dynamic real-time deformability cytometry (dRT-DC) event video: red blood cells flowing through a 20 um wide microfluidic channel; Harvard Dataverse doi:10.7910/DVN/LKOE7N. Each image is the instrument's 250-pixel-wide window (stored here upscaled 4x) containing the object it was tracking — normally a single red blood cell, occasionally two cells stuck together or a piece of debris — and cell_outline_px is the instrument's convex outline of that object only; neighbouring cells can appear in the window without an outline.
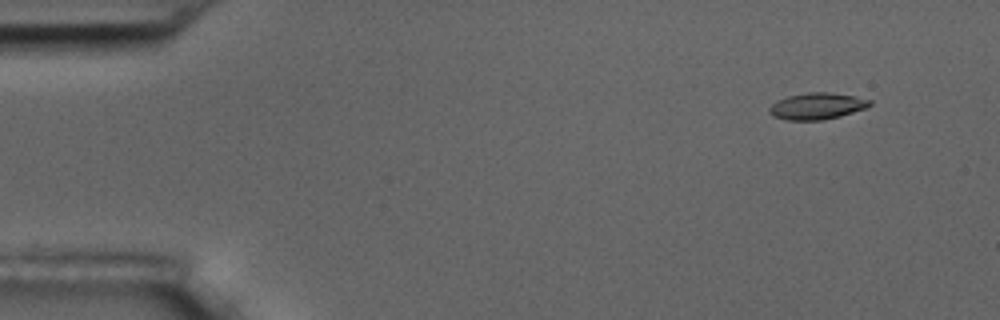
{"species": "common noctule bat (a hibernating species)", "species_latin": "Nyctalus noctula", "temperature_condition": "room temperature", "stored_images_in_passage": 10, "camera_frame_rate_fps": 3000, "um_per_image_px": 0.085, "animal": {"sex": "male", "body_mass_g": 17.5, "forearm_length_mm": 52.3}, "frame": {"image": 1, "passage_image": 1, "time_ms": 0.0, "image_size_px": [1000, 320], "cell_outline_px": [[872, 104], [868, 108], [840, 116], [824, 120], [788, 120], [772, 116], [768, 112], [768, 108], [776, 100], [788, 96], [808, 92], [828, 92], [856, 96], [872, 100]], "centroid_in_image_um": [69.46, 9.02], "position_along_channel_um": 15.5, "area_um2": 15.78}}
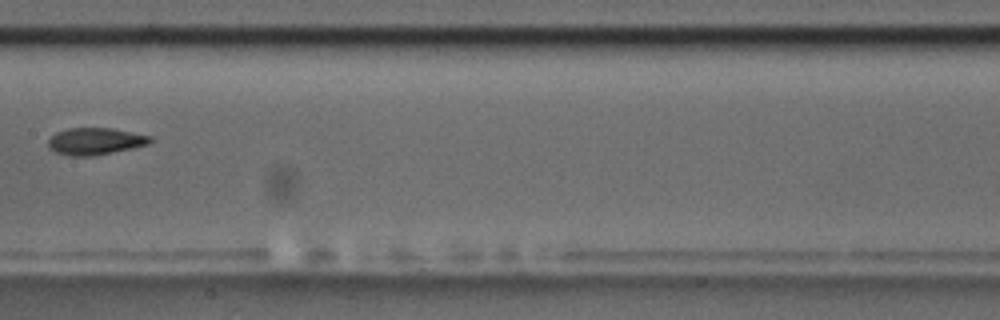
{"frame": {"image": 2, "passage_image": 8, "time_ms": 8.0, "image_size_px": [1000, 320], "cell_outline_px": [[152, 140], [148, 144], [132, 148], [92, 156], [72, 156], [56, 152], [48, 148], [48, 140], [56, 132], [68, 128], [112, 128], [152, 136]], "centroid_in_image_um": [8.08, 12.0], "position_along_channel_um": 199.3, "area_um2": 15.95}}
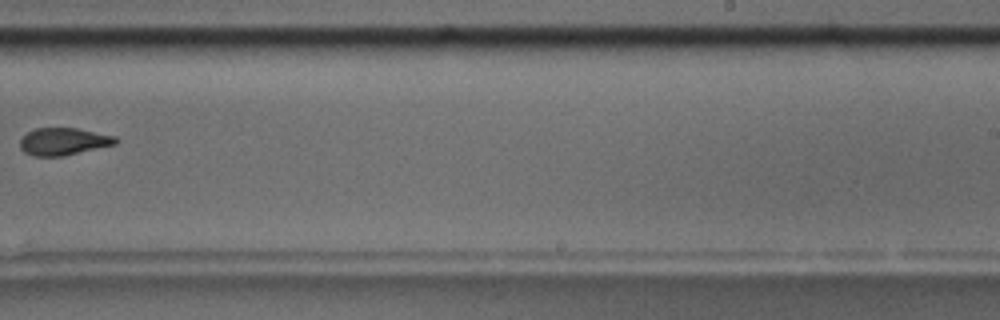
{"frame": {"image": 3, "passage_image": 10, "time_ms": 10.333, "image_size_px": [1000, 320], "cell_outline_px": [[120, 140], [116, 144], [64, 156], [32, 156], [24, 152], [20, 148], [20, 140], [28, 132], [36, 128], [76, 128], [116, 136]], "centroid_in_image_um": [5.41, 12.03], "position_along_channel_um": 283.6, "area_um2": 15.26}}